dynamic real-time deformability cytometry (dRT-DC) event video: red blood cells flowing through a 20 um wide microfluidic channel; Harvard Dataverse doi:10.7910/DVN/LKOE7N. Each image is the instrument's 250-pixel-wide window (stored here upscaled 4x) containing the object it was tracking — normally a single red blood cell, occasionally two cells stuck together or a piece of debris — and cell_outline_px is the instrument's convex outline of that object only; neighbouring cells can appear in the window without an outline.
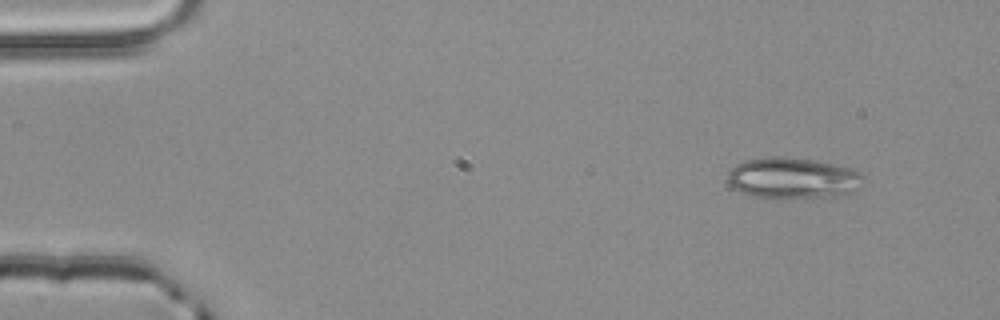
{"species": "common noctule bat (a hibernating species)", "species_latin": "Nyctalus noctula", "temperature_condition": "room temperature", "stored_images_in_passage": 3, "camera_frame_rate_fps": 3000, "um_per_image_px": 0.085, "animal": {"sex": "male", "body_mass_g": 20.4}, "frame": {"image": 1, "passage_image": 1, "time_ms": 0.0, "image_size_px": [1000, 320], "cell_outline_px": [[864, 176], [848, 192], [836, 196], [756, 196], [740, 192], [728, 184], [728, 172], [736, 164], [744, 160], [768, 156], [784, 156], [812, 160], [832, 164], [848, 168], [860, 172]], "centroid_in_image_um": [67.27, 15.09], "position_along_channel_um": 17.7, "area_um2": 31.27}}